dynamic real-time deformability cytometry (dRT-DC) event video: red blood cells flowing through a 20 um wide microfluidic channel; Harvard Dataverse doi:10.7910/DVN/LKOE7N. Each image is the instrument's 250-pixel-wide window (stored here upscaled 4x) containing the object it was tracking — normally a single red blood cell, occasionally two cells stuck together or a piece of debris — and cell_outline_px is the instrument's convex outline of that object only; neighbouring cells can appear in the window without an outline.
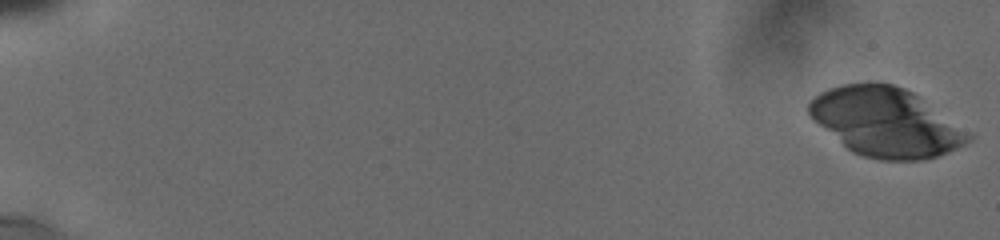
{"species": "human", "species_latin": "Homo sapiens", "temperature_condition": "cold", "stored_images_in_passage": 10, "camera_frame_rate_fps": 3000, "um_per_image_px": 0.085, "donor": {"sex": "male"}, "frame": {"image": 1, "passage_image": 1, "time_ms": 0.0, "image_size_px": [1000, 240], "cell_outline_px": [[972, 140], [948, 152], [924, 160], [880, 160], [864, 156], [852, 152], [820, 124], [808, 112], [808, 104], [820, 92], [828, 88], [840, 84], [872, 80], [892, 84], [904, 88], [912, 92], [972, 136]], "centroid_in_image_um": [75.26, 10.36], "position_along_channel_um": 9.7, "area_um2": 62.94}}
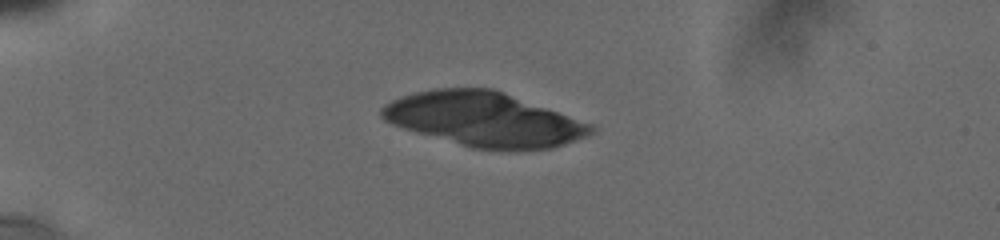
{"frame": {"image": 2, "passage_image": 9, "time_ms": 5.0, "image_size_px": [1000, 240], "cell_outline_px": [[596, 132], [588, 136], [552, 148], [472, 148], [404, 128], [392, 124], [384, 120], [380, 116], [380, 108], [384, 104], [400, 96], [412, 92], [432, 88], [492, 88], [504, 92], [592, 124], [596, 128]], "centroid_in_image_um": [41.11, 10.11], "position_along_channel_um": 43.9, "area_um2": 65.37}}